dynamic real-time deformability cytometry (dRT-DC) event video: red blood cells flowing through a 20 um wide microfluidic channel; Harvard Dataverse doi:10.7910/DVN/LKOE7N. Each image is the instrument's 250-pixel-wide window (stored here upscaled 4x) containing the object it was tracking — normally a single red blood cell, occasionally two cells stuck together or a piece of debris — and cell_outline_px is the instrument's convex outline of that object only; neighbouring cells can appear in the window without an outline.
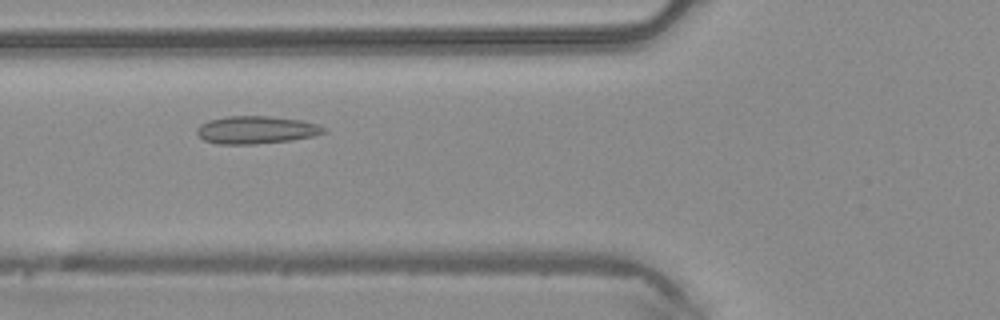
{"species": "common noctule bat (a hibernating species)", "species_latin": "Nyctalus noctula", "temperature_condition": "warm", "stored_images_in_passage": 42, "camera_frame_rate_fps": 3000, "um_per_image_px": 0.085, "animal": {"sex": "male", "body_mass_g": 20.4}, "frame": {"image": 1, "passage_image": 12, "time_ms": 3.667, "image_size_px": [1000, 320], "cell_outline_px": [[328, 132], [312, 136], [292, 140], [252, 144], [216, 144], [204, 140], [196, 132], [196, 128], [200, 124], [208, 120], [228, 116], [272, 116], [300, 120], [316, 124], [324, 128]], "centroid_in_image_um": [21.75, 11.04], "position_along_channel_um": 104.1, "area_um2": 20.46}}
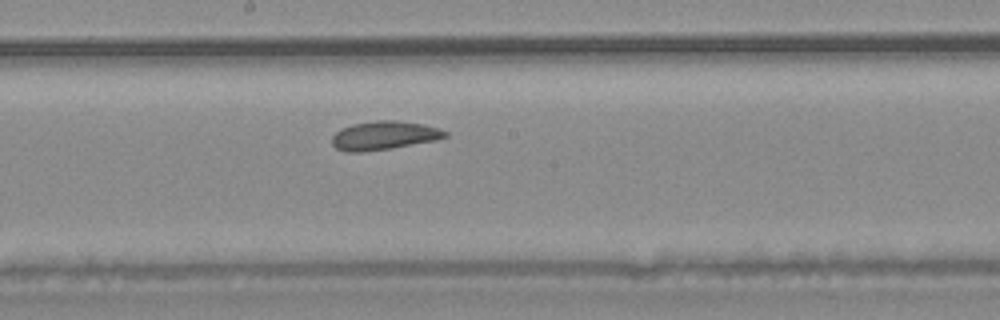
{"frame": {"image": 2, "passage_image": 20, "time_ms": 6.333, "image_size_px": [1000, 320], "cell_outline_px": [[448, 136], [436, 140], [392, 148], [360, 152], [348, 152], [336, 148], [332, 144], [332, 136], [340, 128], [352, 124], [376, 120], [396, 120], [424, 124], [440, 128], [448, 132]], "centroid_in_image_um": [32.65, 11.5], "position_along_channel_um": 215.5, "area_um2": 19.02}}
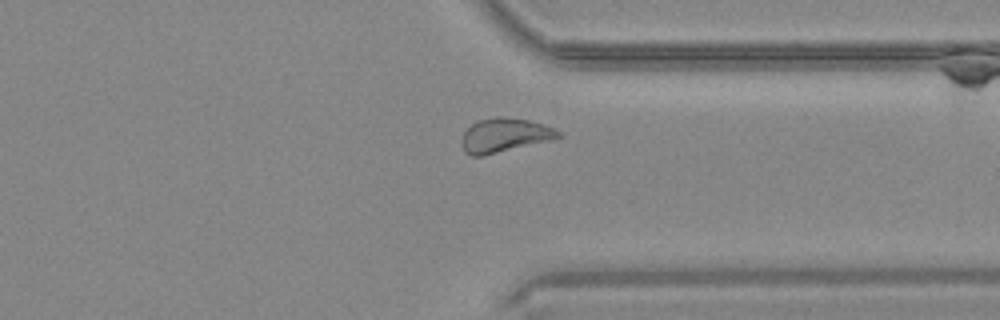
{"frame": {"image": 3, "passage_image": 31, "time_ms": 10.0, "image_size_px": [1000, 320], "cell_outline_px": [[560, 136], [556, 140], [484, 156], [472, 156], [464, 152], [460, 140], [464, 132], [476, 120], [496, 116], [500, 116], [528, 120], [544, 124], [560, 132]], "centroid_in_image_um": [42.88, 11.51], "position_along_channel_um": 368.5, "area_um2": 19.59}, "authors_computed_cell_mechanics": {"area_um2": 19.5942, "velocity_mm_per_s": 4.1806, "shape_relaxation_time_tau1_ms": 7.4004, "shape_relaxation_time_tau2_ms": 0.9384, "deformation_change_tau1": 0.1378, "deformation_change_tau2": 0.0663}}